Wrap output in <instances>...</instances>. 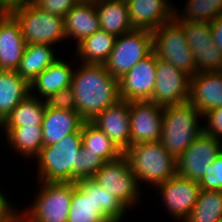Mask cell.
Listing matches in <instances>:
<instances>
[{
	"label": "cell",
	"mask_w": 222,
	"mask_h": 222,
	"mask_svg": "<svg viewBox=\"0 0 222 222\" xmlns=\"http://www.w3.org/2000/svg\"><path fill=\"white\" fill-rule=\"evenodd\" d=\"M72 74L71 88L76 112L85 122L93 121L103 110L120 99L119 79L113 77L103 64H79Z\"/></svg>",
	"instance_id": "1"
},
{
	"label": "cell",
	"mask_w": 222,
	"mask_h": 222,
	"mask_svg": "<svg viewBox=\"0 0 222 222\" xmlns=\"http://www.w3.org/2000/svg\"><path fill=\"white\" fill-rule=\"evenodd\" d=\"M81 149V129L55 144L43 146L35 158L37 181L77 182Z\"/></svg>",
	"instance_id": "2"
},
{
	"label": "cell",
	"mask_w": 222,
	"mask_h": 222,
	"mask_svg": "<svg viewBox=\"0 0 222 222\" xmlns=\"http://www.w3.org/2000/svg\"><path fill=\"white\" fill-rule=\"evenodd\" d=\"M202 119L189 101L164 106L161 145L177 159L203 133Z\"/></svg>",
	"instance_id": "3"
},
{
	"label": "cell",
	"mask_w": 222,
	"mask_h": 222,
	"mask_svg": "<svg viewBox=\"0 0 222 222\" xmlns=\"http://www.w3.org/2000/svg\"><path fill=\"white\" fill-rule=\"evenodd\" d=\"M123 155L127 158L140 186L144 182L156 187L177 175V159L160 141L133 144Z\"/></svg>",
	"instance_id": "4"
},
{
	"label": "cell",
	"mask_w": 222,
	"mask_h": 222,
	"mask_svg": "<svg viewBox=\"0 0 222 222\" xmlns=\"http://www.w3.org/2000/svg\"><path fill=\"white\" fill-rule=\"evenodd\" d=\"M29 208L19 210L18 222H68L76 182H42ZM32 203V204H31ZM26 211V212H25Z\"/></svg>",
	"instance_id": "5"
},
{
	"label": "cell",
	"mask_w": 222,
	"mask_h": 222,
	"mask_svg": "<svg viewBox=\"0 0 222 222\" xmlns=\"http://www.w3.org/2000/svg\"><path fill=\"white\" fill-rule=\"evenodd\" d=\"M20 24L26 44L56 43L67 39L64 29V18L39 9L32 2L10 13ZM62 40V41H61Z\"/></svg>",
	"instance_id": "6"
},
{
	"label": "cell",
	"mask_w": 222,
	"mask_h": 222,
	"mask_svg": "<svg viewBox=\"0 0 222 222\" xmlns=\"http://www.w3.org/2000/svg\"><path fill=\"white\" fill-rule=\"evenodd\" d=\"M153 52L190 77L196 74L195 60L183 27L173 18L153 32Z\"/></svg>",
	"instance_id": "7"
},
{
	"label": "cell",
	"mask_w": 222,
	"mask_h": 222,
	"mask_svg": "<svg viewBox=\"0 0 222 222\" xmlns=\"http://www.w3.org/2000/svg\"><path fill=\"white\" fill-rule=\"evenodd\" d=\"M92 179L120 200L128 211L141 201V187L123 154L115 160L105 162Z\"/></svg>",
	"instance_id": "8"
},
{
	"label": "cell",
	"mask_w": 222,
	"mask_h": 222,
	"mask_svg": "<svg viewBox=\"0 0 222 222\" xmlns=\"http://www.w3.org/2000/svg\"><path fill=\"white\" fill-rule=\"evenodd\" d=\"M152 52V31L134 29L116 38L115 45L104 65L113 77L120 79Z\"/></svg>",
	"instance_id": "9"
},
{
	"label": "cell",
	"mask_w": 222,
	"mask_h": 222,
	"mask_svg": "<svg viewBox=\"0 0 222 222\" xmlns=\"http://www.w3.org/2000/svg\"><path fill=\"white\" fill-rule=\"evenodd\" d=\"M176 21L185 31L194 56L196 73L222 71V53L213 41L210 22Z\"/></svg>",
	"instance_id": "10"
},
{
	"label": "cell",
	"mask_w": 222,
	"mask_h": 222,
	"mask_svg": "<svg viewBox=\"0 0 222 222\" xmlns=\"http://www.w3.org/2000/svg\"><path fill=\"white\" fill-rule=\"evenodd\" d=\"M221 153L222 141L202 133L177 158V175L199 182Z\"/></svg>",
	"instance_id": "11"
},
{
	"label": "cell",
	"mask_w": 222,
	"mask_h": 222,
	"mask_svg": "<svg viewBox=\"0 0 222 222\" xmlns=\"http://www.w3.org/2000/svg\"><path fill=\"white\" fill-rule=\"evenodd\" d=\"M190 76L168 61L157 57L156 81L152 92V103L162 106L188 101Z\"/></svg>",
	"instance_id": "12"
},
{
	"label": "cell",
	"mask_w": 222,
	"mask_h": 222,
	"mask_svg": "<svg viewBox=\"0 0 222 222\" xmlns=\"http://www.w3.org/2000/svg\"><path fill=\"white\" fill-rule=\"evenodd\" d=\"M156 188V191H159L160 200L165 205L164 208L168 210L167 213L176 222H183L188 217L201 190L197 181L185 179L178 175L157 185Z\"/></svg>",
	"instance_id": "13"
},
{
	"label": "cell",
	"mask_w": 222,
	"mask_h": 222,
	"mask_svg": "<svg viewBox=\"0 0 222 222\" xmlns=\"http://www.w3.org/2000/svg\"><path fill=\"white\" fill-rule=\"evenodd\" d=\"M164 106L150 101H130V146L160 141Z\"/></svg>",
	"instance_id": "14"
},
{
	"label": "cell",
	"mask_w": 222,
	"mask_h": 222,
	"mask_svg": "<svg viewBox=\"0 0 222 222\" xmlns=\"http://www.w3.org/2000/svg\"><path fill=\"white\" fill-rule=\"evenodd\" d=\"M157 56L142 59L119 79V95L125 101H149L156 81Z\"/></svg>",
	"instance_id": "15"
},
{
	"label": "cell",
	"mask_w": 222,
	"mask_h": 222,
	"mask_svg": "<svg viewBox=\"0 0 222 222\" xmlns=\"http://www.w3.org/2000/svg\"><path fill=\"white\" fill-rule=\"evenodd\" d=\"M130 102L119 100L103 110L93 121L124 152L130 146Z\"/></svg>",
	"instance_id": "16"
},
{
	"label": "cell",
	"mask_w": 222,
	"mask_h": 222,
	"mask_svg": "<svg viewBox=\"0 0 222 222\" xmlns=\"http://www.w3.org/2000/svg\"><path fill=\"white\" fill-rule=\"evenodd\" d=\"M26 45L17 20L10 13H0V70L16 71Z\"/></svg>",
	"instance_id": "17"
},
{
	"label": "cell",
	"mask_w": 222,
	"mask_h": 222,
	"mask_svg": "<svg viewBox=\"0 0 222 222\" xmlns=\"http://www.w3.org/2000/svg\"><path fill=\"white\" fill-rule=\"evenodd\" d=\"M134 29L154 31L174 18V9L165 0H125Z\"/></svg>",
	"instance_id": "18"
},
{
	"label": "cell",
	"mask_w": 222,
	"mask_h": 222,
	"mask_svg": "<svg viewBox=\"0 0 222 222\" xmlns=\"http://www.w3.org/2000/svg\"><path fill=\"white\" fill-rule=\"evenodd\" d=\"M188 101L203 115L222 106V71L190 77Z\"/></svg>",
	"instance_id": "19"
},
{
	"label": "cell",
	"mask_w": 222,
	"mask_h": 222,
	"mask_svg": "<svg viewBox=\"0 0 222 222\" xmlns=\"http://www.w3.org/2000/svg\"><path fill=\"white\" fill-rule=\"evenodd\" d=\"M64 29L67 39L77 44L101 30L94 0H82L72 7L64 17Z\"/></svg>",
	"instance_id": "20"
},
{
	"label": "cell",
	"mask_w": 222,
	"mask_h": 222,
	"mask_svg": "<svg viewBox=\"0 0 222 222\" xmlns=\"http://www.w3.org/2000/svg\"><path fill=\"white\" fill-rule=\"evenodd\" d=\"M84 122L76 111L46 107L42 122L44 146L55 144L79 131Z\"/></svg>",
	"instance_id": "21"
},
{
	"label": "cell",
	"mask_w": 222,
	"mask_h": 222,
	"mask_svg": "<svg viewBox=\"0 0 222 222\" xmlns=\"http://www.w3.org/2000/svg\"><path fill=\"white\" fill-rule=\"evenodd\" d=\"M74 68L70 62L58 58L32 81L30 94L45 100L51 94L70 87Z\"/></svg>",
	"instance_id": "22"
},
{
	"label": "cell",
	"mask_w": 222,
	"mask_h": 222,
	"mask_svg": "<svg viewBox=\"0 0 222 222\" xmlns=\"http://www.w3.org/2000/svg\"><path fill=\"white\" fill-rule=\"evenodd\" d=\"M68 222H110L93 201V179L76 182L70 204Z\"/></svg>",
	"instance_id": "23"
},
{
	"label": "cell",
	"mask_w": 222,
	"mask_h": 222,
	"mask_svg": "<svg viewBox=\"0 0 222 222\" xmlns=\"http://www.w3.org/2000/svg\"><path fill=\"white\" fill-rule=\"evenodd\" d=\"M101 30L119 37L134 30L125 0H94Z\"/></svg>",
	"instance_id": "24"
},
{
	"label": "cell",
	"mask_w": 222,
	"mask_h": 222,
	"mask_svg": "<svg viewBox=\"0 0 222 222\" xmlns=\"http://www.w3.org/2000/svg\"><path fill=\"white\" fill-rule=\"evenodd\" d=\"M0 129L4 130L9 148L23 156L25 160L35 159L44 146L42 125L0 127Z\"/></svg>",
	"instance_id": "25"
},
{
	"label": "cell",
	"mask_w": 222,
	"mask_h": 222,
	"mask_svg": "<svg viewBox=\"0 0 222 222\" xmlns=\"http://www.w3.org/2000/svg\"><path fill=\"white\" fill-rule=\"evenodd\" d=\"M58 58L53 46L47 44H27L16 72L31 84L41 72Z\"/></svg>",
	"instance_id": "26"
},
{
	"label": "cell",
	"mask_w": 222,
	"mask_h": 222,
	"mask_svg": "<svg viewBox=\"0 0 222 222\" xmlns=\"http://www.w3.org/2000/svg\"><path fill=\"white\" fill-rule=\"evenodd\" d=\"M30 94V84L16 71L0 70V123Z\"/></svg>",
	"instance_id": "27"
},
{
	"label": "cell",
	"mask_w": 222,
	"mask_h": 222,
	"mask_svg": "<svg viewBox=\"0 0 222 222\" xmlns=\"http://www.w3.org/2000/svg\"><path fill=\"white\" fill-rule=\"evenodd\" d=\"M116 36L103 30L80 41L75 49V56L83 64H105L115 45Z\"/></svg>",
	"instance_id": "28"
},
{
	"label": "cell",
	"mask_w": 222,
	"mask_h": 222,
	"mask_svg": "<svg viewBox=\"0 0 222 222\" xmlns=\"http://www.w3.org/2000/svg\"><path fill=\"white\" fill-rule=\"evenodd\" d=\"M82 149L96 154L105 162L119 158L123 152L92 122H84L81 128Z\"/></svg>",
	"instance_id": "29"
},
{
	"label": "cell",
	"mask_w": 222,
	"mask_h": 222,
	"mask_svg": "<svg viewBox=\"0 0 222 222\" xmlns=\"http://www.w3.org/2000/svg\"><path fill=\"white\" fill-rule=\"evenodd\" d=\"M46 104L29 94L0 123V127L42 125Z\"/></svg>",
	"instance_id": "30"
},
{
	"label": "cell",
	"mask_w": 222,
	"mask_h": 222,
	"mask_svg": "<svg viewBox=\"0 0 222 222\" xmlns=\"http://www.w3.org/2000/svg\"><path fill=\"white\" fill-rule=\"evenodd\" d=\"M222 191L200 190L198 200L183 222H220Z\"/></svg>",
	"instance_id": "31"
},
{
	"label": "cell",
	"mask_w": 222,
	"mask_h": 222,
	"mask_svg": "<svg viewBox=\"0 0 222 222\" xmlns=\"http://www.w3.org/2000/svg\"><path fill=\"white\" fill-rule=\"evenodd\" d=\"M184 3V10L174 9L175 20L212 22L222 15V0H186Z\"/></svg>",
	"instance_id": "32"
},
{
	"label": "cell",
	"mask_w": 222,
	"mask_h": 222,
	"mask_svg": "<svg viewBox=\"0 0 222 222\" xmlns=\"http://www.w3.org/2000/svg\"><path fill=\"white\" fill-rule=\"evenodd\" d=\"M93 201L97 209L110 222H121L126 217L127 208L115 196L93 180Z\"/></svg>",
	"instance_id": "33"
},
{
	"label": "cell",
	"mask_w": 222,
	"mask_h": 222,
	"mask_svg": "<svg viewBox=\"0 0 222 222\" xmlns=\"http://www.w3.org/2000/svg\"><path fill=\"white\" fill-rule=\"evenodd\" d=\"M198 182L202 190L222 191V153L210 164Z\"/></svg>",
	"instance_id": "34"
},
{
	"label": "cell",
	"mask_w": 222,
	"mask_h": 222,
	"mask_svg": "<svg viewBox=\"0 0 222 222\" xmlns=\"http://www.w3.org/2000/svg\"><path fill=\"white\" fill-rule=\"evenodd\" d=\"M104 163L105 161L100 156L81 149L78 160V180L92 178Z\"/></svg>",
	"instance_id": "35"
},
{
	"label": "cell",
	"mask_w": 222,
	"mask_h": 222,
	"mask_svg": "<svg viewBox=\"0 0 222 222\" xmlns=\"http://www.w3.org/2000/svg\"><path fill=\"white\" fill-rule=\"evenodd\" d=\"M46 107L59 110L76 111V101L72 88L68 87L51 94L45 100Z\"/></svg>",
	"instance_id": "36"
},
{
	"label": "cell",
	"mask_w": 222,
	"mask_h": 222,
	"mask_svg": "<svg viewBox=\"0 0 222 222\" xmlns=\"http://www.w3.org/2000/svg\"><path fill=\"white\" fill-rule=\"evenodd\" d=\"M82 0H31V2L46 12L64 18L67 12Z\"/></svg>",
	"instance_id": "37"
},
{
	"label": "cell",
	"mask_w": 222,
	"mask_h": 222,
	"mask_svg": "<svg viewBox=\"0 0 222 222\" xmlns=\"http://www.w3.org/2000/svg\"><path fill=\"white\" fill-rule=\"evenodd\" d=\"M203 133L222 141V106L203 114Z\"/></svg>",
	"instance_id": "38"
},
{
	"label": "cell",
	"mask_w": 222,
	"mask_h": 222,
	"mask_svg": "<svg viewBox=\"0 0 222 222\" xmlns=\"http://www.w3.org/2000/svg\"><path fill=\"white\" fill-rule=\"evenodd\" d=\"M3 190L0 189V222H18V212L16 209L17 205L12 206Z\"/></svg>",
	"instance_id": "39"
},
{
	"label": "cell",
	"mask_w": 222,
	"mask_h": 222,
	"mask_svg": "<svg viewBox=\"0 0 222 222\" xmlns=\"http://www.w3.org/2000/svg\"><path fill=\"white\" fill-rule=\"evenodd\" d=\"M210 28L213 41L222 53V15L210 22Z\"/></svg>",
	"instance_id": "40"
},
{
	"label": "cell",
	"mask_w": 222,
	"mask_h": 222,
	"mask_svg": "<svg viewBox=\"0 0 222 222\" xmlns=\"http://www.w3.org/2000/svg\"><path fill=\"white\" fill-rule=\"evenodd\" d=\"M31 0H0V13H11Z\"/></svg>",
	"instance_id": "41"
},
{
	"label": "cell",
	"mask_w": 222,
	"mask_h": 222,
	"mask_svg": "<svg viewBox=\"0 0 222 222\" xmlns=\"http://www.w3.org/2000/svg\"><path fill=\"white\" fill-rule=\"evenodd\" d=\"M173 9H175L176 8V6L174 7V4L173 3H171L169 0H165Z\"/></svg>",
	"instance_id": "42"
}]
</instances>
